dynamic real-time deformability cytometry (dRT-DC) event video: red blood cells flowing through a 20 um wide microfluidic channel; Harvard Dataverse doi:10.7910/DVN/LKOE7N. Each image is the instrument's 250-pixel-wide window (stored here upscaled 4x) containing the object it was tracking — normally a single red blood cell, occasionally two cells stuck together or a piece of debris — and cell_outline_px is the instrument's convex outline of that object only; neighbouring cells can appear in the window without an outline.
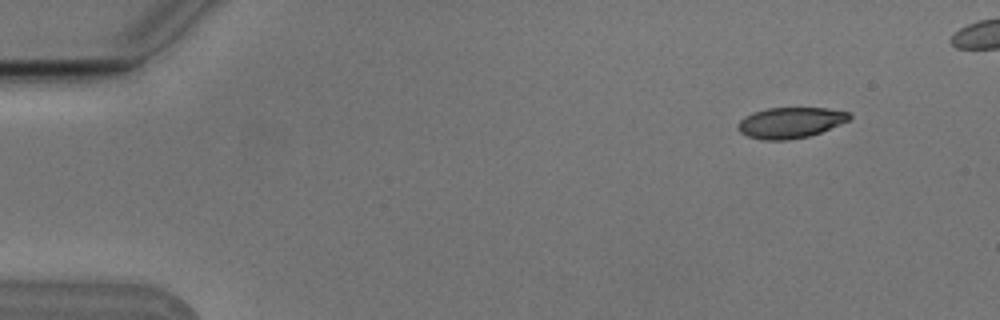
{"species": "Egyptian fruit bat (a non-hibernating species)", "species_latin": "Rousettus aegyptiacus", "temperature_condition": "cold", "stored_images_in_passage": 5, "camera_frame_rate_fps": 3000, "um_per_image_px": 0.085, "animal": {"sex": "male"}, "frame": {"image": 1, "passage_image": 1, "time_ms": 0.0, "image_size_px": [1000, 320], "cell_outline_px": [[852, 116], [848, 120], [840, 124], [820, 132], [808, 136], [788, 140], [764, 140], [748, 136], [740, 132], [736, 128], [736, 124], [744, 116], [752, 112], [768, 108], [828, 108], [848, 112]], "centroid_in_image_um": [67.14, 10.42], "position_along_channel_um": 17.9, "area_um2": 20.0}}